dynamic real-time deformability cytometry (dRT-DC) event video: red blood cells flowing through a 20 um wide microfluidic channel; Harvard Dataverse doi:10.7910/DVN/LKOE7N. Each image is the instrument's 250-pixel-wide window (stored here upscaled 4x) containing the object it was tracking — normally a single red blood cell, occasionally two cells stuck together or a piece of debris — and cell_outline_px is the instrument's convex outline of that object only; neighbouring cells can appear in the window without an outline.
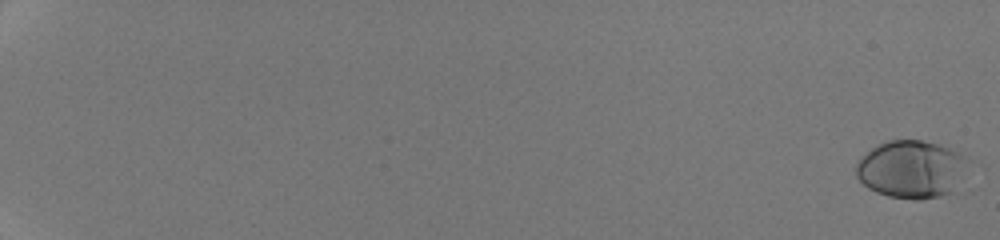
{"species": "human", "species_latin": "Homo sapiens", "temperature_condition": "room temperature", "stored_images_in_passage": 53, "camera_frame_rate_fps": 3000, "um_per_image_px": 0.085, "donor": {"sex": "male"}, "frame": {"image": 1, "passage_image": 1, "time_ms": 0.0, "image_size_px": [1000, 240], "cell_outline_px": [[964, 156], [956, 192], [940, 196], [920, 200], [916, 200], [888, 196], [876, 192], [868, 188], [856, 176], [856, 164], [860, 156], [872, 148], [888, 140], [920, 140], [940, 144]], "centroid_in_image_um": [77.39, 14.4], "position_along_channel_um": 7.6, "area_um2": 37.17}}
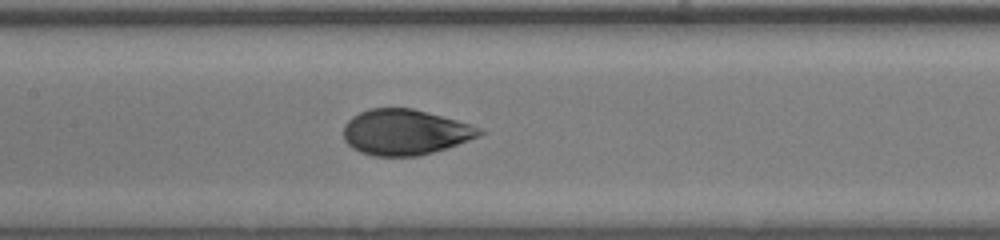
{"frame": {"image": 2, "passage_image": 31, "time_ms": 10.0, "image_size_px": [1000, 240], "cell_outline_px": [[484, 132], [480, 136], [432, 152], [416, 156], [372, 156], [360, 152], [352, 148], [344, 140], [344, 124], [352, 116], [368, 108], [412, 108], [456, 120], [480, 128]], "centroid_in_image_um": [34.37, 11.23], "position_along_channel_um": 173.0, "area_um2": 35.84}}
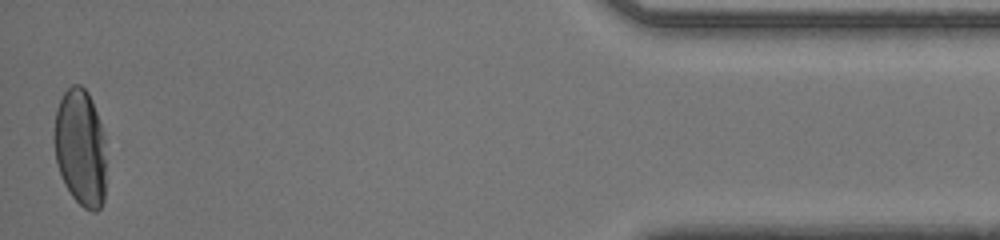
{"frame": {"image": 3, "passage_image": 53, "time_ms": 17.333, "image_size_px": [1000, 240], "cell_outline_px": [[104, 200], [100, 208], [96, 212], [92, 212], [84, 208], [72, 196], [64, 184], [56, 164], [52, 140], [52, 136], [56, 108], [64, 92], [72, 84], [80, 84], [88, 92], [92, 100], [104, 136]], "centroid_in_image_um": [6.79, 12.54], "position_along_channel_um": 428.4, "area_um2": 35.84}, "authors_computed_cell_mechanics": {"area_um2": 36.0094, "velocity_mm_per_s": 4.3098, "shape_relaxation_time_tau1_ms": 3.6986, "shape_relaxation_time_tau2_ms": null, "deformation_change_tau1": 0.1545, "deformation_change_tau2": null}}